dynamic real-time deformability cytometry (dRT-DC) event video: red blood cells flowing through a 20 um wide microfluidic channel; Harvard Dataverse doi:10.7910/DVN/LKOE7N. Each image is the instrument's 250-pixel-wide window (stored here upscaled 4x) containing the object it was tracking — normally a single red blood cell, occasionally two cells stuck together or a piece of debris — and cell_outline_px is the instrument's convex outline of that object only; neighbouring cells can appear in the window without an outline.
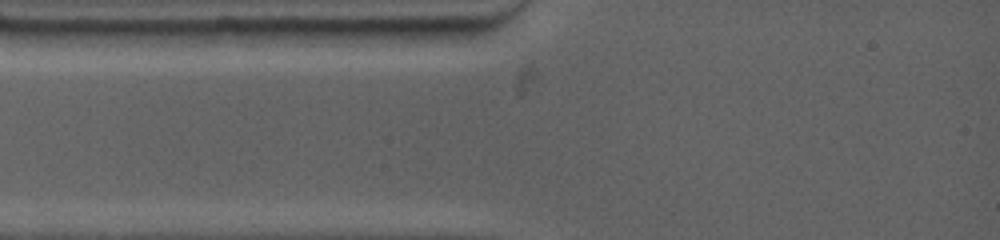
{"species": "common noctule bat (a hibernating species)", "species_latin": "Nyctalus noctula", "temperature_condition": "warm", "stored_images_in_passage": 1, "camera_frame_rate_fps": 4500, "um_per_image_px": 0.085, "animal": {"sex": "female", "body_mass_g": 19.0, "forearm_length_mm": 53.3}, "frame": {"image": 1, "passage_image": 1, "time_ms": 0.0, "image_size_px": [1000, 240], "cell_outline_px": [[500, 20], [496, 24], [460, 48], [420, 48], [368, 44], [360, 28]], "centroid_in_image_um": [36.35, 2.94], "position_along_channel_um": 48.7, "area_um2": 18.96}}